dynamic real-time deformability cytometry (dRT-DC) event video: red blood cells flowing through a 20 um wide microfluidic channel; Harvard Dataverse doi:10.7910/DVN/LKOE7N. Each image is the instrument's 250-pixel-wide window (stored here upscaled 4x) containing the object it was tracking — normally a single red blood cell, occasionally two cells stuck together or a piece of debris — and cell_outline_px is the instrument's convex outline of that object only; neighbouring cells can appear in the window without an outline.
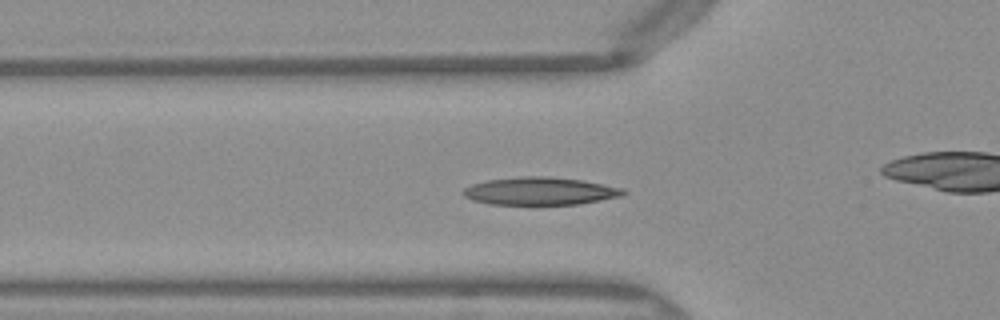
{"species": "Egyptian fruit bat (a non-hibernating species)", "species_latin": "Rousettus aegyptiacus", "temperature_condition": "warm", "stored_images_in_passage": 42, "camera_frame_rate_fps": 3000, "um_per_image_px": 0.085, "frame": {"image": 1, "passage_image": 16, "time_ms": 5.0, "image_size_px": [1000, 320], "cell_outline_px": [[628, 192], [620, 196], [580, 204], [488, 204], [472, 200], [464, 196], [460, 192], [464, 188], [472, 184], [484, 180], [520, 176], [544, 176], [580, 180], [624, 188]], "centroid_in_image_um": [45.85, 16.24], "position_along_channel_um": 79.9, "area_um2": 25.89}}
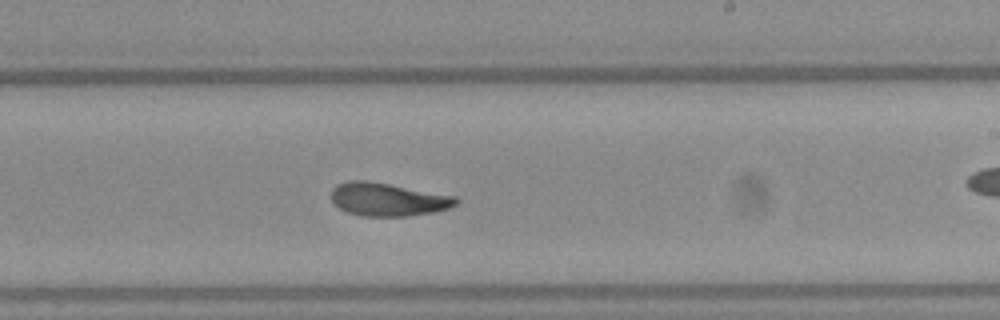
{"frame": {"image": 2, "passage_image": 29, "time_ms": 9.333, "image_size_px": [1000, 320], "cell_outline_px": [[460, 200], [456, 204], [448, 208], [432, 212], [408, 216], [360, 216], [348, 212], [340, 208], [332, 200], [332, 188], [336, 184], [348, 180], [368, 180], [456, 196]], "centroid_in_image_um": [32.96, 16.94], "position_along_channel_um": 256.0, "area_um2": 24.1}}
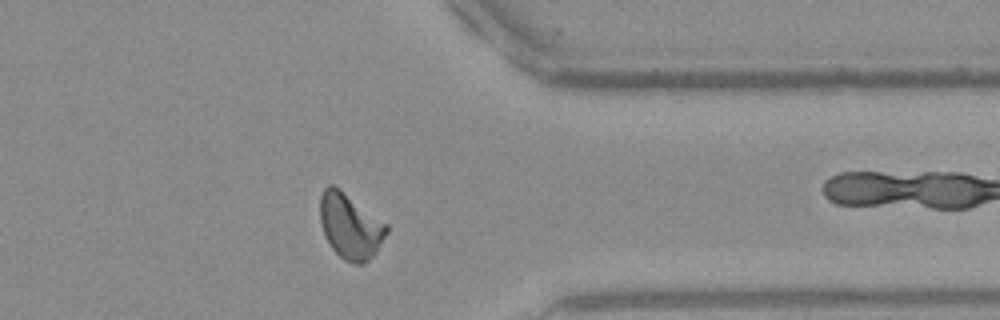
{"frame": {"image": 3, "passage_image": 39, "time_ms": 12.667, "image_size_px": [1000, 320], "cell_outline_px": [[388, 232], [376, 252], [364, 264], [356, 264], [344, 260], [332, 248], [324, 236], [320, 224], [320, 196], [324, 188], [328, 184], [332, 184], [388, 224]], "centroid_in_image_um": [29.76, 19.24], "position_along_channel_um": 381.6, "area_um2": 25.2}, "authors_computed_cell_mechanics": {"area_um2": 24.1604, "velocity_mm_per_s": 4.0373, "shape_relaxation_time_tau1_ms": 5.5737, "shape_relaxation_time_tau2_ms": 2.3078, "deformation_change_tau1": 0.1984, "deformation_change_tau2": 0.0731}}